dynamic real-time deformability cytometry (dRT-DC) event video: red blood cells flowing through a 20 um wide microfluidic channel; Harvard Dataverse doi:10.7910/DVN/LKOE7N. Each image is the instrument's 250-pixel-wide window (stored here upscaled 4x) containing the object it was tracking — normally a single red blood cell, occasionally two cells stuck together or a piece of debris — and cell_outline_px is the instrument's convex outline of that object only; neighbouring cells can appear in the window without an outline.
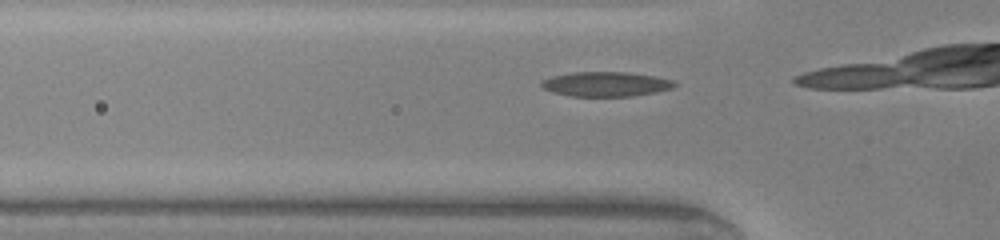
{"species": "common noctule bat (a hibernating species)", "species_latin": "Nyctalus noctula", "temperature_condition": "warm", "stored_images_in_passage": 6, "camera_frame_rate_fps": 3000, "um_per_image_px": 0.085, "animal": {"sex": "male", "body_mass_g": 20.0, "forearm_length_mm": 53.3}, "frame": {"image": 1, "passage_image": 4, "time_ms": 1.0, "image_size_px": [1000, 240], "cell_outline_px": [[680, 84], [672, 88], [656, 92], [632, 96], [572, 96], [552, 92], [544, 88], [540, 84], [540, 80], [552, 76], [572, 72], [628, 72], [652, 76], [672, 80]], "centroid_in_image_um": [51.49, 7.14], "position_along_channel_um": 74.3, "area_um2": 19.13}}